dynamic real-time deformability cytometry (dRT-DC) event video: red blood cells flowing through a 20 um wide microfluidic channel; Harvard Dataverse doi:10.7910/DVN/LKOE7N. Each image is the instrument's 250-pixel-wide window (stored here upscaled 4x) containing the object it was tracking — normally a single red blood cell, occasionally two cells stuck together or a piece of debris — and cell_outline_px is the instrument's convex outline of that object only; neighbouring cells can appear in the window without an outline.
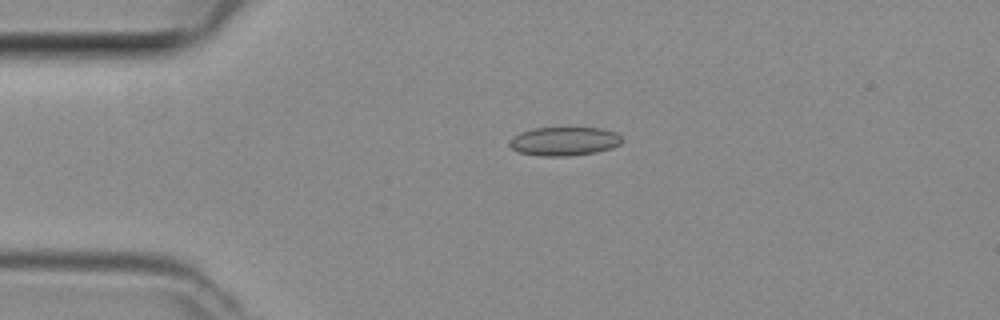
{"species": "common noctule bat (a hibernating species)", "species_latin": "Nyctalus noctula", "temperature_condition": "room temperature", "stored_images_in_passage": 39, "camera_frame_rate_fps": 3000, "um_per_image_px": 0.085, "animal": {"sex": "female", "body_mass_g": 29.2, "forearm_length_mm": 56.3}, "frame": {"image": 1, "passage_image": 2, "time_ms": 0.333, "image_size_px": [1000, 320], "cell_outline_px": [[620, 144], [612, 148], [596, 152], [568, 156], [540, 156], [516, 152], [508, 144], [508, 140], [512, 136], [520, 132], [532, 128], [600, 128], [616, 132], [620, 136]], "centroid_in_image_um": [47.89, 12.01], "position_along_channel_um": 37.1, "area_um2": 18.96}}
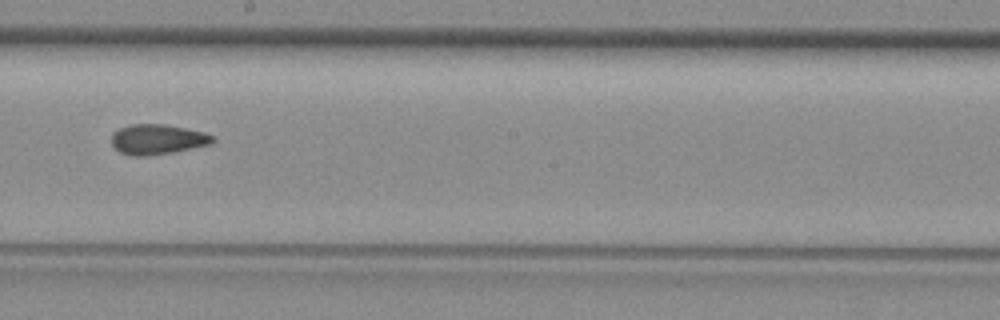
{"frame": {"image": 2, "passage_image": 18, "time_ms": 5.667, "image_size_px": [1000, 320], "cell_outline_px": [[216, 140], [212, 144], [172, 152], [144, 156], [132, 156], [120, 152], [112, 144], [112, 132], [120, 128], [132, 124], [164, 124], [204, 132], [212, 136]], "centroid_in_image_um": [13.38, 11.84], "position_along_channel_um": 234.8, "area_um2": 17.63}}
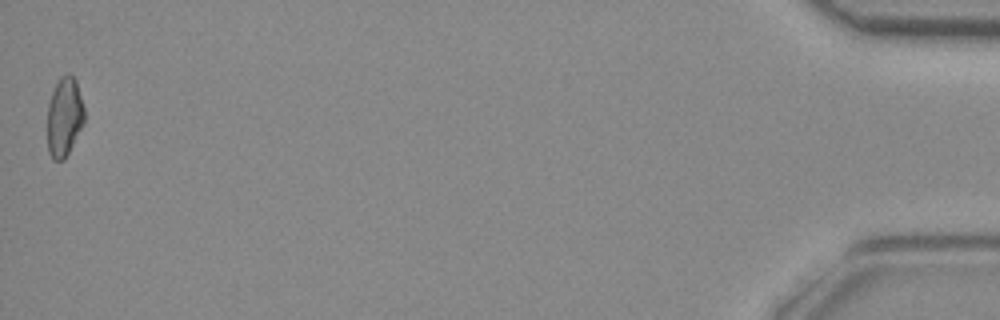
{"frame": {"image": 3, "passage_image": 39, "time_ms": 12.667, "image_size_px": [1000, 320], "cell_outline_px": [[84, 124], [64, 160], [52, 160], [48, 152], [48, 104], [52, 92], [60, 76], [68, 72], [76, 80], [84, 108]], "centroid_in_image_um": [5.47, 9.94], "position_along_channel_um": 429.7, "area_um2": 17.11}}